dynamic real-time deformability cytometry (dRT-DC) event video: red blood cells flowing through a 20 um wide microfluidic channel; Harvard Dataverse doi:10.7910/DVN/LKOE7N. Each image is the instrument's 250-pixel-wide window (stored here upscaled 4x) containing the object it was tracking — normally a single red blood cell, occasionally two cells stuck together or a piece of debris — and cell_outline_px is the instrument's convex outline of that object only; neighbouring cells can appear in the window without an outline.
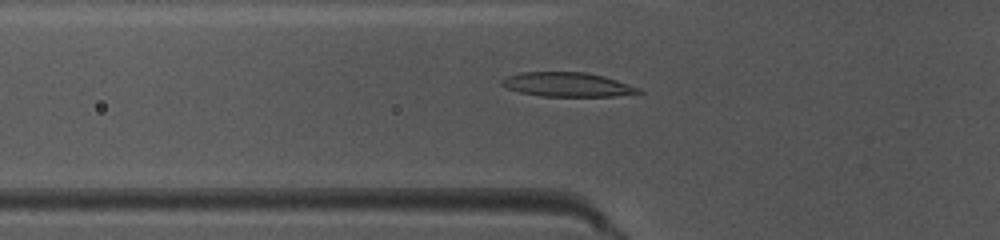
{"species": "common noctule bat (a hibernating species)", "species_latin": "Nyctalus noctula", "temperature_condition": "warm", "stored_images_in_passage": 46, "camera_frame_rate_fps": 3000, "um_per_image_px": 0.085, "animal": {"sex": "female", "body_mass_g": 10.0, "forearm_length_mm": 53.1}, "frame": {"image": 1, "passage_image": 14, "time_ms": 4.333, "image_size_px": [1000, 240], "cell_outline_px": [[644, 92], [612, 96], [540, 96], [520, 92], [508, 88], [500, 84], [500, 80], [508, 76], [520, 72], [584, 72], [604, 76], [640, 88]], "centroid_in_image_um": [48.2, 7.18], "position_along_channel_um": 77.6, "area_um2": 19.19}}
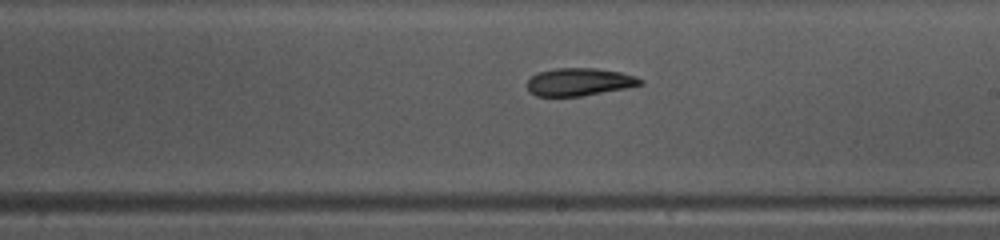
{"frame": {"image": 2, "passage_image": 26, "time_ms": 8.333, "image_size_px": [1000, 240], "cell_outline_px": [[644, 84], [624, 88], [580, 96], [536, 96], [528, 92], [528, 80], [536, 72], [552, 68], [596, 68], [620, 72], [636, 76], [644, 80]], "centroid_in_image_um": [49.22, 6.95], "position_along_channel_um": 239.8, "area_um2": 18.32}}
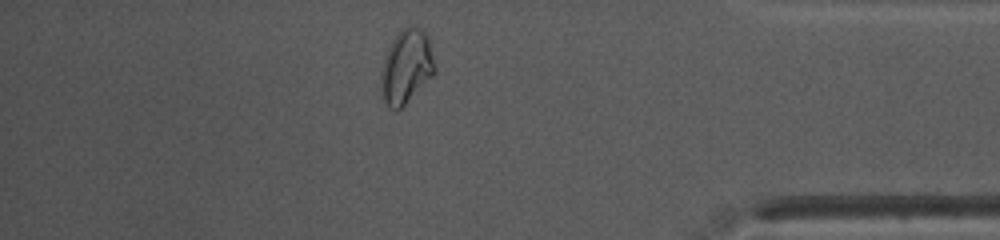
{"frame": {"image": 3, "passage_image": 40, "time_ms": 13.0, "image_size_px": [1000, 240], "cell_outline_px": [[436, 72], [400, 108], [388, 108], [380, 96], [380, 76], [384, 60], [388, 48], [392, 40], [400, 28], [408, 24], [424, 32], [428, 36], [436, 68]], "centroid_in_image_um": [34.51, 5.65], "position_along_channel_um": 400.7, "area_um2": 23.18}, "authors_computed_cell_mechanics": {"area_um2": 18.9873, "velocity_mm_per_s": 4.0235, "shape_relaxation_time_tau1_ms": 6.4437, "shape_relaxation_time_tau2_ms": 3.0728, "deformation_change_tau1": 0.182, "deformation_change_tau2": 0.0901}}